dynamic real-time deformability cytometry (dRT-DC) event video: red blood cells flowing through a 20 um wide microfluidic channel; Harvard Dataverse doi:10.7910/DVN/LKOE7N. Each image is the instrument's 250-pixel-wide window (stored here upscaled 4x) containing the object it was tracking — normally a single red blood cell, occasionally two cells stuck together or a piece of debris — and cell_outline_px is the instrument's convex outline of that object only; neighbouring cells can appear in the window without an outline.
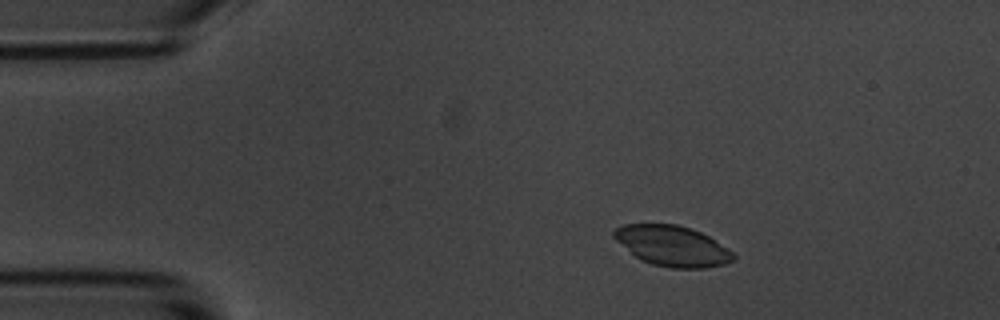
{"species": "common noctule bat (a hibernating species)", "species_latin": "Nyctalus noctula", "temperature_condition": "room temperature", "stored_images_in_passage": 4, "camera_frame_rate_fps": 3000, "um_per_image_px": 0.085, "animal": {"sex": "male", "body_mass_g": 20.1, "forearm_length_mm": 53.5}, "frame": {"image": 1, "passage_image": 2, "time_ms": 1.0, "image_size_px": [1000, 320], "cell_outline_px": [[736, 260], [724, 264], [704, 268], [668, 268], [652, 264], [640, 260], [616, 240], [612, 236], [612, 232], [616, 228], [624, 224], [676, 224], [700, 232], [708, 236], [728, 248], [736, 256]], "centroid_in_image_um": [57.15, 20.91], "position_along_channel_um": 27.8, "area_um2": 28.09}}